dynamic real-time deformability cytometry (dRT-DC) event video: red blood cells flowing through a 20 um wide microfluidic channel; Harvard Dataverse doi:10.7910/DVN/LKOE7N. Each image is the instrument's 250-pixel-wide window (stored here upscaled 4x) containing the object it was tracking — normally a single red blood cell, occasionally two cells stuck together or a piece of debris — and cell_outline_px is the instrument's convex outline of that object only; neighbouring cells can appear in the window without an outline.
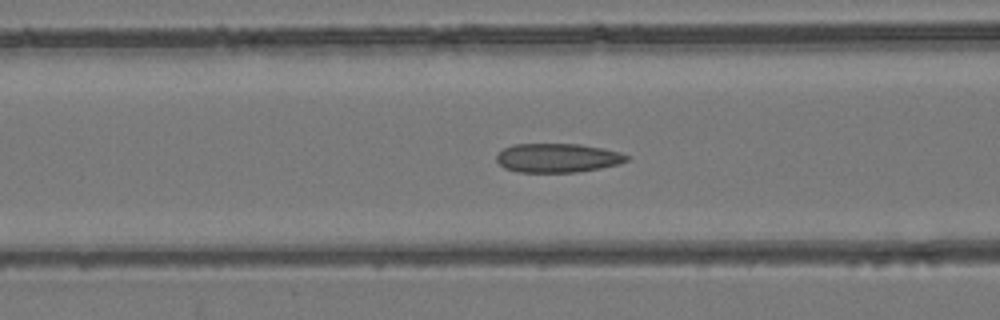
{"species": "common noctule bat (a hibernating species)", "species_latin": "Nyctalus noctula", "temperature_condition": "room temperature", "stored_images_in_passage": 54, "camera_frame_rate_fps": 3000, "um_per_image_px": 0.085, "animal": {"sex": "female", "body_mass_g": 24.6, "forearm_length_mm": 56.2}, "frame": {"image": 1, "passage_image": 22, "time_ms": 7.0, "image_size_px": [1000, 320], "cell_outline_px": [[632, 156], [628, 160], [620, 164], [600, 168], [576, 172], [520, 172], [504, 168], [496, 160], [496, 156], [504, 148], [512, 144], [580, 144], [604, 148], [620, 152]], "centroid_in_image_um": [47.43, 13.42], "position_along_channel_um": 119.2, "area_um2": 22.14}}
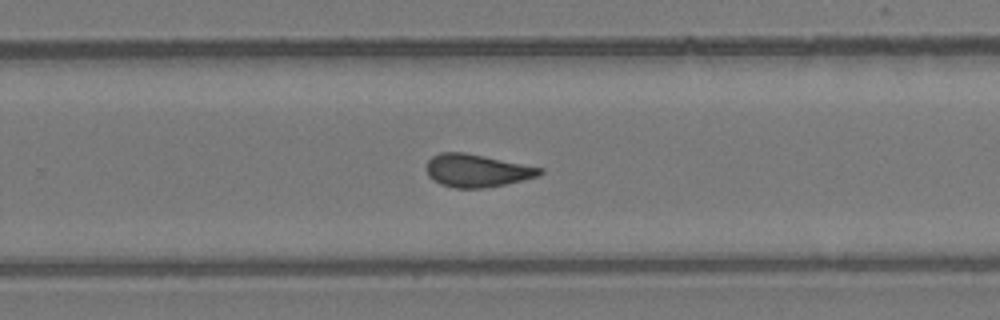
{"frame": {"image": 2, "passage_image": 35, "time_ms": 11.333, "image_size_px": [1000, 320], "cell_outline_px": [[544, 172], [540, 176], [504, 184], [484, 188], [452, 188], [440, 184], [432, 180], [428, 176], [428, 160], [432, 156], [440, 152], [464, 152], [544, 168]], "centroid_in_image_um": [40.54, 14.5], "position_along_channel_um": 289.3, "area_um2": 21.68}}
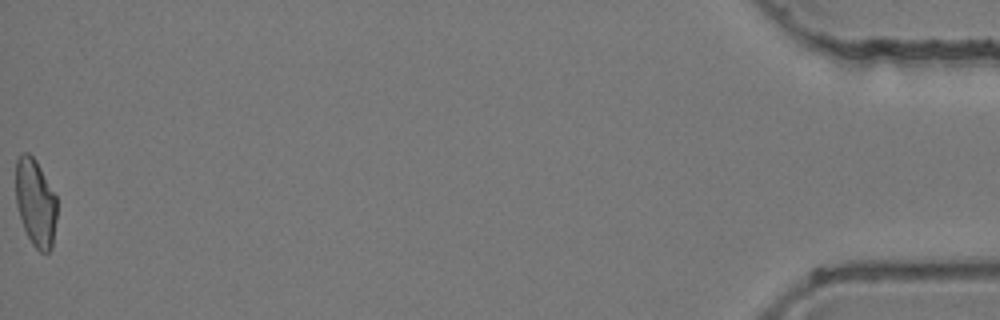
{"frame": {"image": 3, "passage_image": 54, "time_ms": 17.667, "image_size_px": [1000, 320], "cell_outline_px": [[56, 220], [52, 248], [48, 252], [40, 252], [32, 244], [24, 228], [16, 204], [16, 160], [20, 152], [28, 152], [36, 160], [56, 196]], "centroid_in_image_um": [3.01, 17.21], "position_along_channel_um": 432.2, "area_um2": 20.98}, "authors_computed_cell_mechanics": {"area_um2": 21.9062, "velocity_mm_per_s": 3.9302, "shape_relaxation_time_tau1_ms": null, "shape_relaxation_time_tau2_ms": 1.9325, "deformation_change_tau1": null, "deformation_change_tau2": 0.0824}}